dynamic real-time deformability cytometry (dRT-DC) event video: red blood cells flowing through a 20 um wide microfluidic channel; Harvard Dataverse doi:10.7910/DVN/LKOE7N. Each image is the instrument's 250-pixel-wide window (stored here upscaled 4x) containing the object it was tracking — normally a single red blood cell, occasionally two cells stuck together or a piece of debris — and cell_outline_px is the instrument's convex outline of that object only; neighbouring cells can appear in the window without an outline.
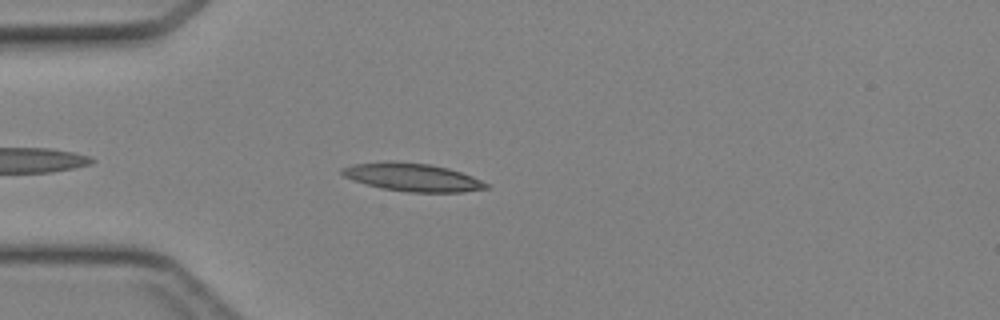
{"species": "Egyptian fruit bat (a non-hibernating species)", "species_latin": "Rousettus aegyptiacus", "temperature_condition": "cold", "stored_images_in_passage": 35, "camera_frame_rate_fps": 3000, "um_per_image_px": 0.085, "animal": {"sex": "female"}, "frame": {"image": 1, "passage_image": 4, "time_ms": 1.0, "image_size_px": [1000, 320], "cell_outline_px": [[488, 188], [464, 192], [408, 192], [380, 188], [352, 180], [344, 176], [340, 172], [340, 168], [352, 164], [388, 160], [428, 164], [448, 168], [472, 176], [488, 184]], "centroid_in_image_um": [35.0, 15.06], "position_along_channel_um": 50.0, "area_um2": 23.64}}
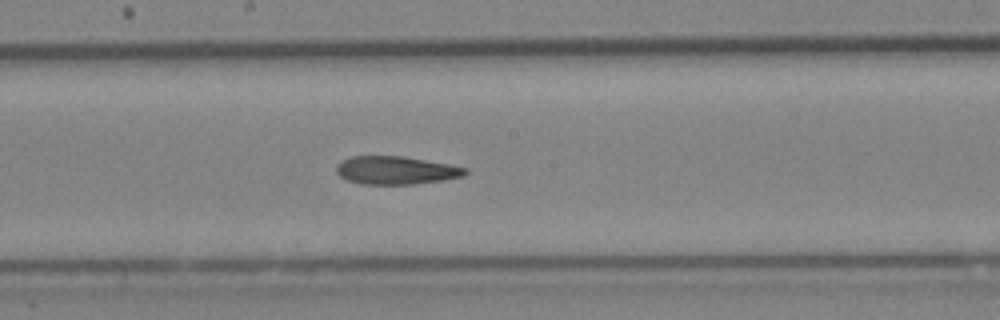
{"frame": {"image": 2, "passage_image": 16, "time_ms": 5.0, "image_size_px": [1000, 320], "cell_outline_px": [[468, 172], [464, 176], [444, 180], [416, 184], [360, 184], [344, 180], [336, 172], [336, 164], [352, 156], [404, 156], [448, 164], [468, 168]], "centroid_in_image_um": [33.65, 14.48], "position_along_channel_um": 214.6, "area_um2": 21.27}}
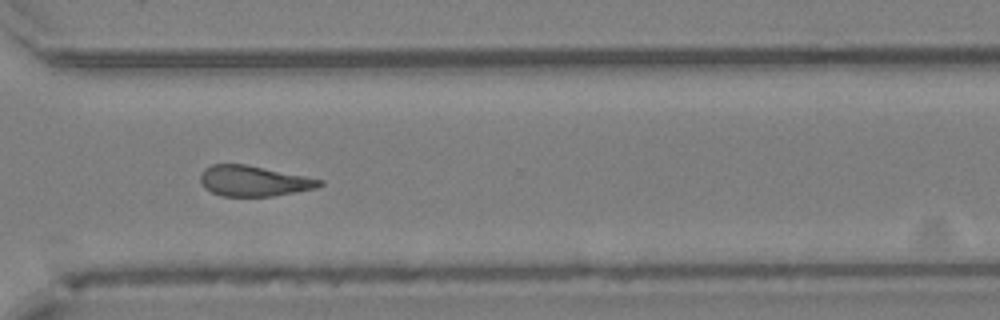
{"frame": {"image": 3, "passage_image": 25, "time_ms": 8.0, "image_size_px": [1000, 320], "cell_outline_px": [[324, 184], [316, 188], [272, 196], [220, 196], [204, 188], [200, 180], [200, 172], [204, 168], [212, 164], [244, 164], [324, 180]], "centroid_in_image_um": [21.52, 15.38], "position_along_channel_um": 349.1, "area_um2": 21.1}}